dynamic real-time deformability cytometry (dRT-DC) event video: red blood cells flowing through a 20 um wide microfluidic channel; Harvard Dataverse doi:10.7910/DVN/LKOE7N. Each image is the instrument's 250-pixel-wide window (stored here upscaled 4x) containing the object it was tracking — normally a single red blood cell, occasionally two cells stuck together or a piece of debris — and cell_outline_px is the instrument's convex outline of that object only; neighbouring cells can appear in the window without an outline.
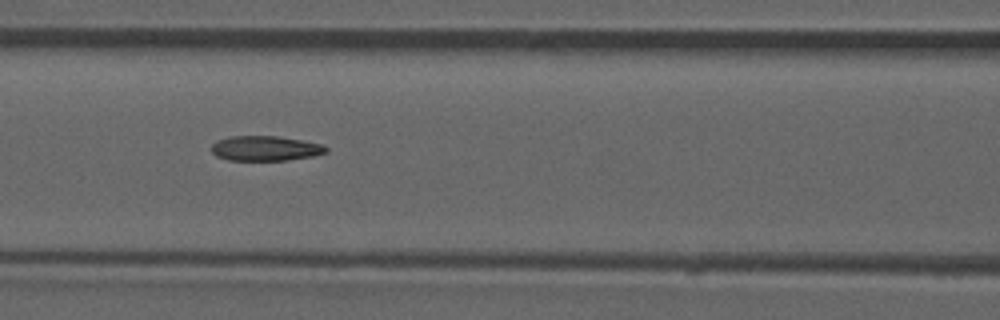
{"species": "common noctule bat (a hibernating species)", "species_latin": "Nyctalus noctula", "temperature_condition": "room temperature", "stored_images_in_passage": 53, "camera_frame_rate_fps": 3000, "um_per_image_px": 0.085, "animal": {"sex": "male", "forearm_length_mm": 52.5}, "frame": {"image": 1, "passage_image": 23, "time_ms": 7.333, "image_size_px": [1000, 320], "cell_outline_px": [[328, 152], [312, 156], [288, 160], [228, 160], [216, 156], [212, 152], [212, 144], [216, 140], [228, 136], [276, 136], [324, 144], [328, 148]], "centroid_in_image_um": [22.55, 12.61], "position_along_channel_um": 144.1, "area_um2": 16.7}, "authors_computed_cell_mechanics": {"area_um2": 17.1666, "velocity_mm_per_s": 3.9373, "shape_relaxation_time_tau1_ms": null, "shape_relaxation_time_tau2_ms": 5.3583, "deformation_change_tau1": null, "deformation_change_tau2": 0.1243}}